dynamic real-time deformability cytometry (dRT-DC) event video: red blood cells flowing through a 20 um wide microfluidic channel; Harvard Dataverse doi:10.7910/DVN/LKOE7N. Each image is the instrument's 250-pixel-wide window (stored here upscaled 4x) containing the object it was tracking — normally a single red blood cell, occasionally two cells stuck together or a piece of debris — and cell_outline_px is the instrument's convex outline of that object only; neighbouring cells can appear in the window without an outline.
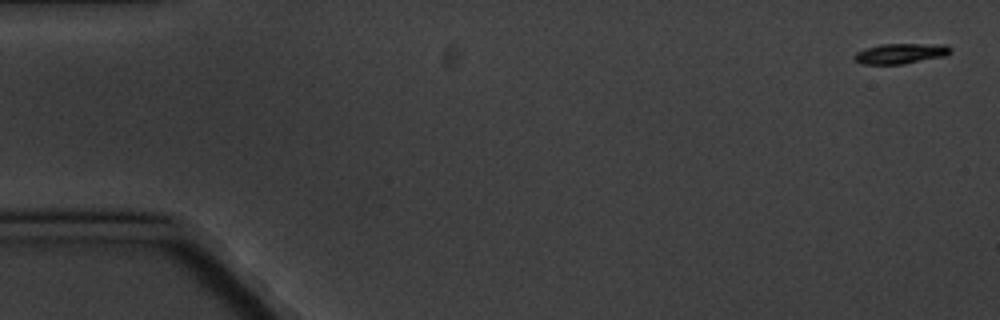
{"species": "common noctule bat (a hibernating species)", "species_latin": "Nyctalus noctula", "temperature_condition": "cold", "stored_images_in_passage": 7, "camera_frame_rate_fps": 3000, "um_per_image_px": 0.085, "animal": {"sex": "male", "body_mass_g": 20.1, "forearm_length_mm": 53.5}, "frame": {"image": 1, "passage_image": 1, "time_ms": 0.0, "image_size_px": [1000, 320], "cell_outline_px": [[952, 52], [944, 56], [904, 64], [864, 64], [856, 60], [852, 56], [856, 52], [880, 44], [944, 44], [952, 48]], "centroid_in_image_um": [76.58, 4.54], "position_along_channel_um": 8.4, "area_um2": 11.33}}
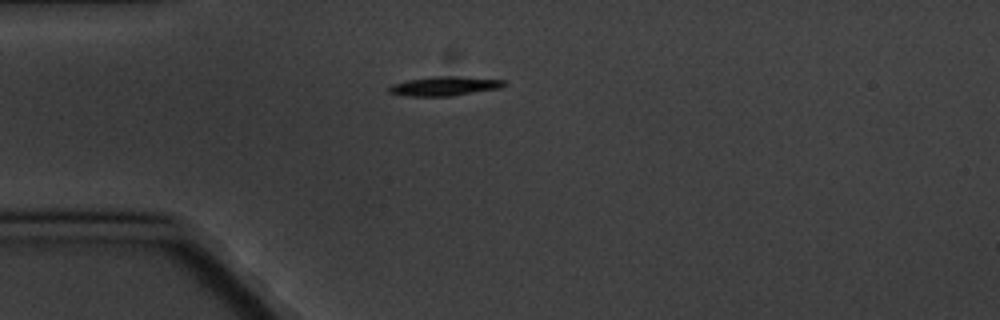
{"frame": {"image": 2, "passage_image": 5, "time_ms": 4.667, "image_size_px": [1000, 320], "cell_outline_px": [[504, 84], [500, 88], [452, 96], [404, 96], [388, 92], [388, 88], [392, 84], [408, 80], [432, 76], [460, 76], [504, 80]], "centroid_in_image_um": [37.74, 7.32], "position_along_channel_um": 47.3, "area_um2": 12.89}}